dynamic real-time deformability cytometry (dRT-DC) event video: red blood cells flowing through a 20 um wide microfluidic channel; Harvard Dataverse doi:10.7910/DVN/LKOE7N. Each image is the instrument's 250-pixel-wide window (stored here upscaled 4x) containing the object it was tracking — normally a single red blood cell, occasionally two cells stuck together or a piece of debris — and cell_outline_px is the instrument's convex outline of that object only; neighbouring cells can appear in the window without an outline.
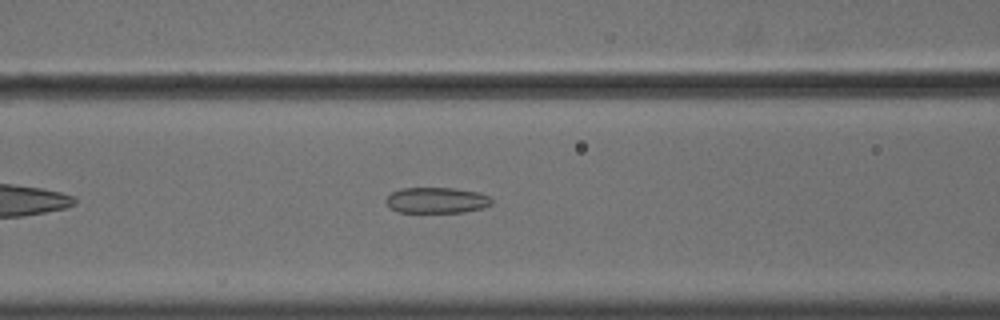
{"species": "common noctule bat (a hibernating species)", "species_latin": "Nyctalus noctula", "temperature_condition": "cold", "stored_images_in_passage": 38, "camera_frame_rate_fps": 3000, "um_per_image_px": 0.085, "animal": {"sex": "male", "body_mass_g": 18.8}, "frame": {"image": 1, "passage_image": 6, "time_ms": 1.667, "image_size_px": [1000, 320], "cell_outline_px": [[492, 204], [484, 208], [464, 212], [396, 212], [384, 200], [392, 192], [400, 188], [456, 188], [480, 192], [488, 196], [492, 200]], "centroid_in_image_um": [37.14, 17.02], "position_along_channel_um": 129.5, "area_um2": 16.01}}
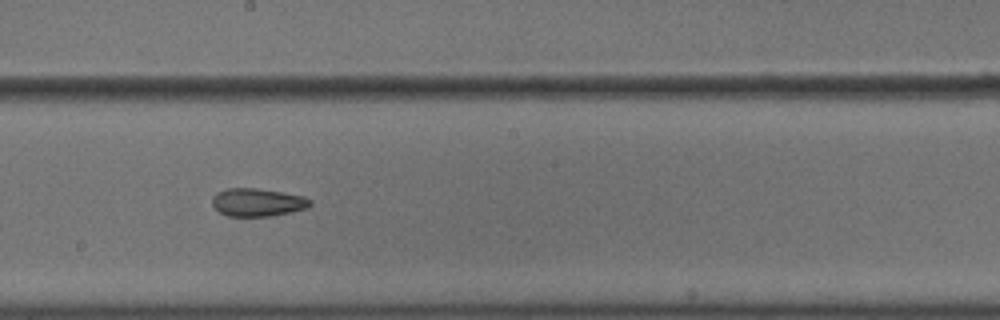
{"frame": {"image": 2, "passage_image": 14, "time_ms": 4.333, "image_size_px": [1000, 320], "cell_outline_px": [[312, 204], [308, 208], [292, 212], [272, 216], [228, 216], [220, 212], [212, 204], [212, 196], [216, 192], [228, 188], [256, 188], [304, 196], [312, 200]], "centroid_in_image_um": [21.91, 17.2], "position_along_channel_um": 226.3, "area_um2": 16.07}}
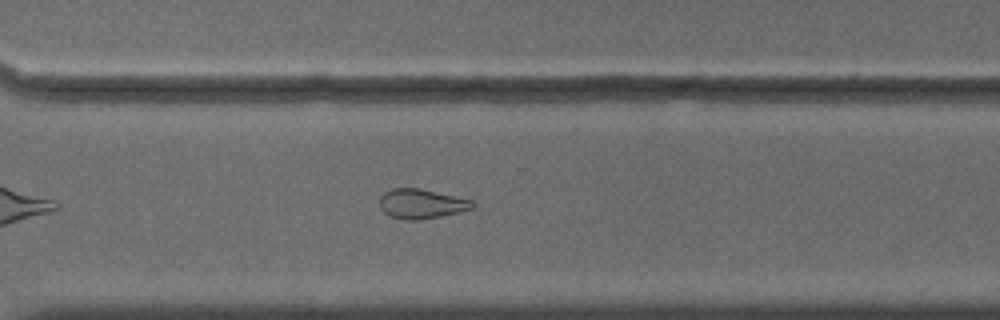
{"frame": {"image": 3, "passage_image": 23, "time_ms": 7.333, "image_size_px": [1000, 320], "cell_outline_px": [[476, 204], [472, 208], [460, 212], [420, 220], [404, 220], [388, 216], [380, 208], [380, 196], [384, 192], [392, 188], [420, 188], [472, 200]], "centroid_in_image_um": [35.8, 17.33], "position_along_channel_um": 334.8, "area_um2": 16.13}, "authors_computed_cell_mechanics": {"area_um2": 16.473, "velocity_mm_per_s": 3.6299, "shape_relaxation_time_tau1_ms": null, "shape_relaxation_time_tau2_ms": 3.1395, "deformation_change_tau1": null, "deformation_change_tau2": 0.1014}}